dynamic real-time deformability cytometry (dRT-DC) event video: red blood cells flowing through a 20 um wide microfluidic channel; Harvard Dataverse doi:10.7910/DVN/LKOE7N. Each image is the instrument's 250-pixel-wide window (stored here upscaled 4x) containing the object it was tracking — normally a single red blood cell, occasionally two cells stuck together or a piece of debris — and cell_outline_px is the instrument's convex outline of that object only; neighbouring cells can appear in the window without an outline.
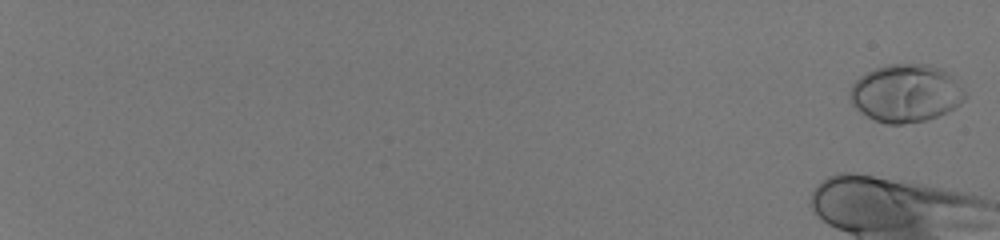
{"species": "human", "species_latin": "Homo sapiens", "temperature_condition": "room temperature", "stored_images_in_passage": 46, "camera_frame_rate_fps": 3000, "um_per_image_px": 0.085, "donor": {"sex": "male"}, "frame": {"image": 1, "passage_image": 1, "time_ms": 0.0, "image_size_px": [1000, 240], "cell_outline_px": [[968, 96], [956, 108], [948, 112], [928, 120], [900, 124], [884, 124], [860, 112], [852, 104], [848, 92], [852, 84], [860, 76], [876, 68], [888, 64], [928, 64], [940, 68], [948, 72]], "centroid_in_image_um": [77.0, 7.93], "position_along_channel_um": 8.0, "area_um2": 38.9}}